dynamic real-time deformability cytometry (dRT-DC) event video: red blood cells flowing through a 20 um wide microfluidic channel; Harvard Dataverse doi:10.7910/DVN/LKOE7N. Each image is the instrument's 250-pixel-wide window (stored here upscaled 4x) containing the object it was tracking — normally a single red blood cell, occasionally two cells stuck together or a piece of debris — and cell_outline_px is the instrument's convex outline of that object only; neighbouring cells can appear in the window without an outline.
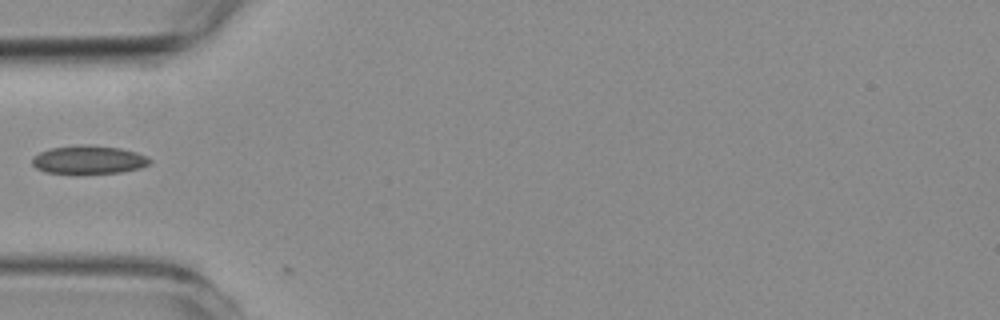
{"species": "common noctule bat (a hibernating species)", "species_latin": "Nyctalus noctula", "temperature_condition": "room temperature", "stored_images_in_passage": 2, "camera_frame_rate_fps": 3000, "um_per_image_px": 0.085, "animal": {"sex": "female", "body_mass_g": 19.3, "forearm_length_mm": 54.1}, "frame": {"image": 1, "passage_image": 1, "time_ms": 0.0, "image_size_px": [1000, 320], "cell_outline_px": [[152, 160], [148, 164], [140, 168], [120, 172], [76, 176], [44, 172], [36, 168], [32, 164], [32, 160], [40, 152], [52, 148], [80, 144], [88, 144], [120, 148], [136, 152], [148, 156]], "centroid_in_image_um": [7.53, 13.61], "position_along_channel_um": 77.5, "area_um2": 20.11}}